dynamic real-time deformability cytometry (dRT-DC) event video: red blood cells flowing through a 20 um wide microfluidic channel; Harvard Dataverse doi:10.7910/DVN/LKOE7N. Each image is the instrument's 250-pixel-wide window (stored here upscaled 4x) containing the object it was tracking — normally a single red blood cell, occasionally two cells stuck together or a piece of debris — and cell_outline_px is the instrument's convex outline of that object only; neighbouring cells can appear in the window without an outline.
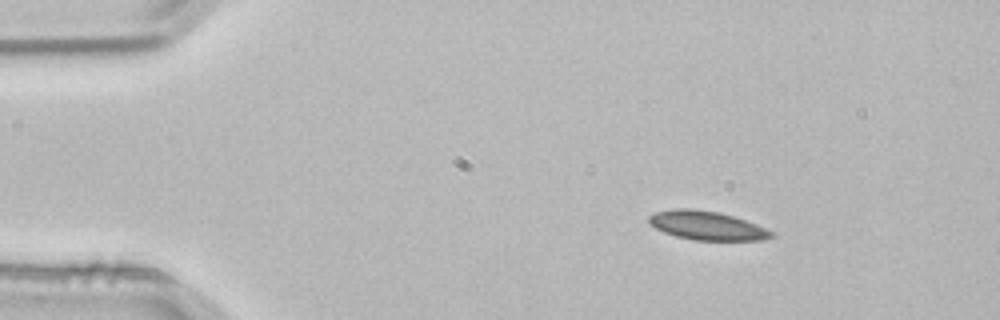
{"species": "common noctule bat (a hibernating species)", "species_latin": "Nyctalus noctula", "temperature_condition": "room temperature", "stored_images_in_passage": 4, "camera_frame_rate_fps": 3000, "um_per_image_px": 0.085, "animal": {"sex": "male", "body_mass_g": 21.5, "forearm_length_mm": 52.0}, "frame": {"image": 1, "passage_image": 2, "time_ms": 0.333, "image_size_px": [1000, 320], "cell_outline_px": [[776, 236], [764, 240], [692, 240], [676, 236], [664, 232], [656, 228], [648, 220], [648, 216], [656, 212], [676, 208], [688, 208], [716, 212], [732, 216], [756, 224], [776, 232]], "centroid_in_image_um": [60.13, 19.18], "position_along_channel_um": 24.9, "area_um2": 20.46}}
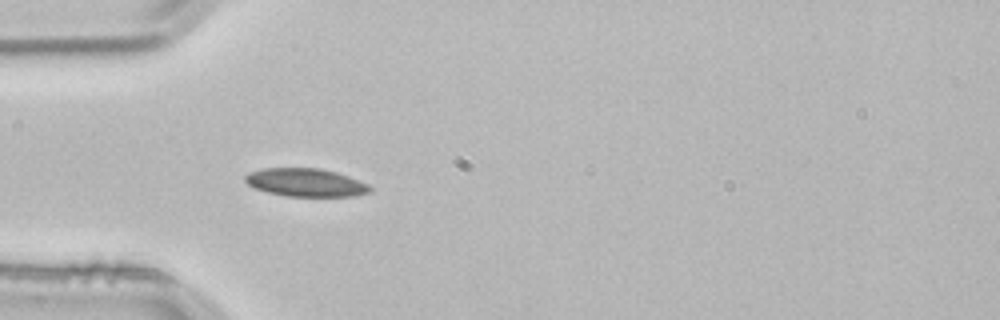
{"frame": {"image": 2, "passage_image": 4, "time_ms": 1.0, "image_size_px": [1000, 320], "cell_outline_px": [[372, 188], [368, 192], [352, 196], [284, 196], [268, 192], [256, 188], [248, 184], [244, 180], [244, 176], [248, 172], [264, 168], [320, 168], [336, 172], [348, 176], [368, 184]], "centroid_in_image_um": [25.95, 15.5], "position_along_channel_um": 59.0, "area_um2": 20.35}}